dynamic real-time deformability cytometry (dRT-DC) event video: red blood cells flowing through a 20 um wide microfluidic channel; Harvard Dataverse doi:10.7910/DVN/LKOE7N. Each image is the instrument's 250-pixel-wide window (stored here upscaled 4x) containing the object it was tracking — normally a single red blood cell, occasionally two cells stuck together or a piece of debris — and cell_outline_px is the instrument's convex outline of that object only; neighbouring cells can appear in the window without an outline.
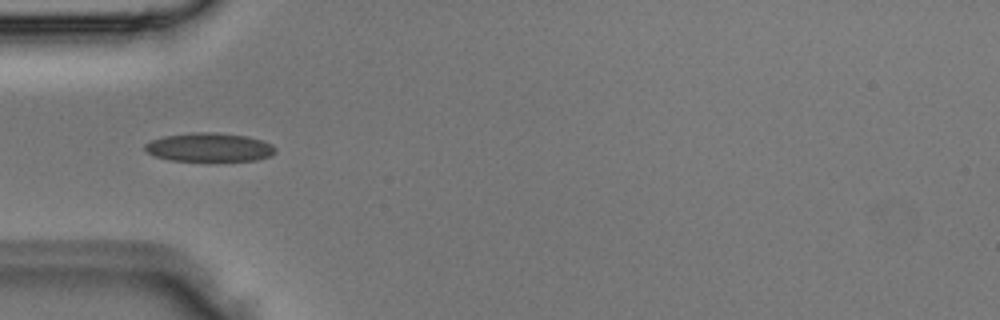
{"species": "Egyptian fruit bat (a non-hibernating species)", "species_latin": "Rousettus aegyptiacus", "temperature_condition": "room temperature", "stored_images_in_passage": 1, "camera_frame_rate_fps": 3000, "um_per_image_px": 0.085, "animal": {"sex": "male"}, "frame": {"image": 1, "passage_image": 1, "time_ms": 0.0, "image_size_px": [1000, 320], "cell_outline_px": [[276, 152], [272, 156], [256, 160], [168, 160], [156, 156], [148, 152], [144, 148], [144, 144], [152, 140], [164, 136], [192, 132], [220, 132], [248, 136], [272, 144], [276, 148]], "centroid_in_image_um": [17.82, 12.5], "position_along_channel_um": 67.2, "area_um2": 21.79}}